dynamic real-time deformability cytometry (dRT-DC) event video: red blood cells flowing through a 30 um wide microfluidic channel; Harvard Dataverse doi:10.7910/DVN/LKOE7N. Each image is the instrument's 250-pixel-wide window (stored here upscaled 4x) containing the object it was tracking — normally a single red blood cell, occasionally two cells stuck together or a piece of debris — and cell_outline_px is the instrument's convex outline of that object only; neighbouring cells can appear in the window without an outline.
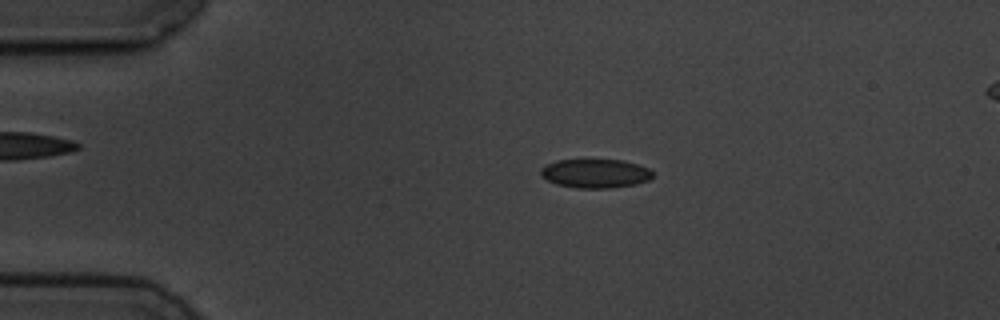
{"species": "common noctule bat (a hibernating species)", "species_latin": "Nyctalus noctula", "temperature_condition": "cold", "stored_images_in_passage": 9, "camera_frame_rate_fps": 3000, "um_per_image_px": 0.085, "animal": {"sex": "male", "body_mass_g": 19.5, "forearm_length_mm": 54.6}, "frame": {"image": 1, "passage_image": 3, "time_ms": 2.333, "image_size_px": [1000, 320], "cell_outline_px": [[652, 176], [648, 180], [636, 184], [612, 188], [576, 188], [556, 184], [540, 176], [540, 168], [556, 160], [624, 160], [648, 168], [652, 172]], "centroid_in_image_um": [50.58, 14.75], "position_along_channel_um": 34.4, "area_um2": 18.84}}
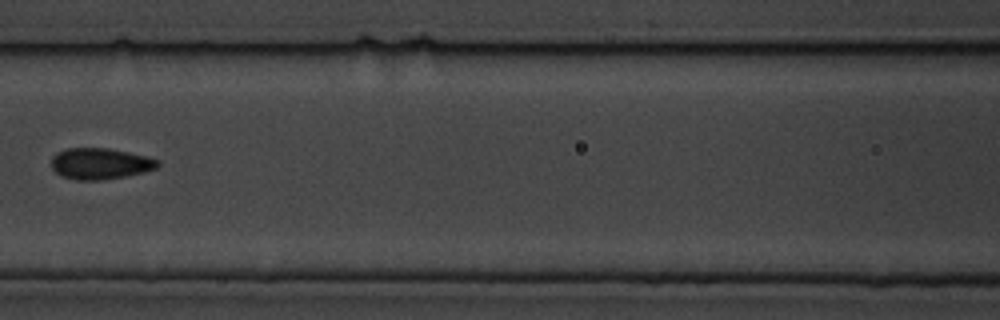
{"frame": {"image": 2, "passage_image": 7, "time_ms": 7.0, "image_size_px": [1000, 320], "cell_outline_px": [[160, 164], [156, 168], [144, 172], [124, 176], [100, 180], [76, 180], [60, 176], [52, 168], [52, 156], [56, 152], [68, 148], [108, 148], [128, 152], [160, 160]], "centroid_in_image_um": [8.49, 13.91], "position_along_channel_um": 158.1, "area_um2": 19.31}}
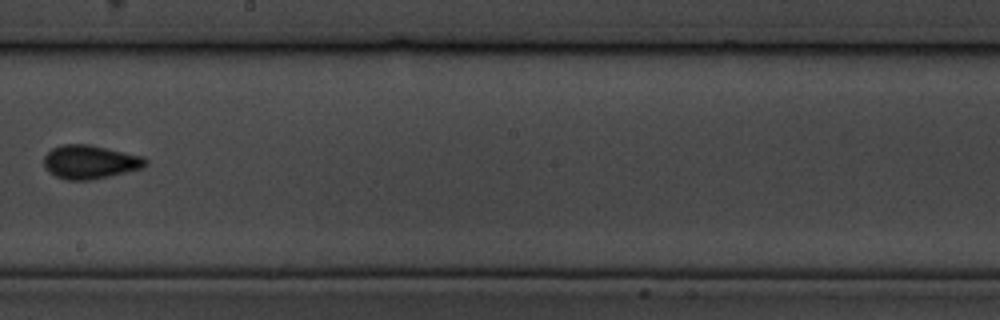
{"frame": {"image": 3, "passage_image": 9, "time_ms": 9.333, "image_size_px": [1000, 320], "cell_outline_px": [[148, 164], [144, 168], [92, 180], [68, 180], [56, 176], [48, 172], [44, 168], [44, 156], [52, 148], [60, 144], [88, 144], [144, 156], [148, 160]], "centroid_in_image_um": [7.67, 13.77], "position_along_channel_um": 240.5, "area_um2": 20.17}}